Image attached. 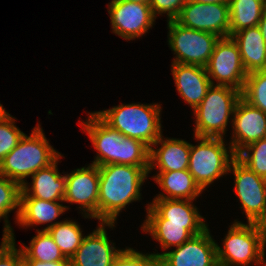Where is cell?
<instances>
[{"label":"cell","instance_id":"d6986e66","mask_svg":"<svg viewBox=\"0 0 266 266\" xmlns=\"http://www.w3.org/2000/svg\"><path fill=\"white\" fill-rule=\"evenodd\" d=\"M159 149L150 148L149 172L158 167V172L188 170L191 144L180 139H165L161 135L153 144Z\"/></svg>","mask_w":266,"mask_h":266},{"label":"cell","instance_id":"f1b7e54d","mask_svg":"<svg viewBox=\"0 0 266 266\" xmlns=\"http://www.w3.org/2000/svg\"><path fill=\"white\" fill-rule=\"evenodd\" d=\"M150 148L142 141L123 137L120 142L119 164L149 167Z\"/></svg>","mask_w":266,"mask_h":266},{"label":"cell","instance_id":"7402d4cb","mask_svg":"<svg viewBox=\"0 0 266 266\" xmlns=\"http://www.w3.org/2000/svg\"><path fill=\"white\" fill-rule=\"evenodd\" d=\"M153 177L167 193V195L159 194L154 199L194 200L203 191L188 170L158 172Z\"/></svg>","mask_w":266,"mask_h":266},{"label":"cell","instance_id":"cb8c5ba5","mask_svg":"<svg viewBox=\"0 0 266 266\" xmlns=\"http://www.w3.org/2000/svg\"><path fill=\"white\" fill-rule=\"evenodd\" d=\"M266 7V0H230V37L243 29L257 26Z\"/></svg>","mask_w":266,"mask_h":266},{"label":"cell","instance_id":"ab89813d","mask_svg":"<svg viewBox=\"0 0 266 266\" xmlns=\"http://www.w3.org/2000/svg\"><path fill=\"white\" fill-rule=\"evenodd\" d=\"M204 4H229L230 0H188Z\"/></svg>","mask_w":266,"mask_h":266},{"label":"cell","instance_id":"4fadbf2b","mask_svg":"<svg viewBox=\"0 0 266 266\" xmlns=\"http://www.w3.org/2000/svg\"><path fill=\"white\" fill-rule=\"evenodd\" d=\"M192 201L194 200L153 199L147 206L148 215L143 223L186 224V228L194 236L199 235L208 226Z\"/></svg>","mask_w":266,"mask_h":266},{"label":"cell","instance_id":"6da1fadb","mask_svg":"<svg viewBox=\"0 0 266 266\" xmlns=\"http://www.w3.org/2000/svg\"><path fill=\"white\" fill-rule=\"evenodd\" d=\"M98 220L115 223L119 212L129 203L140 200V190L149 167L123 164L98 166Z\"/></svg>","mask_w":266,"mask_h":266},{"label":"cell","instance_id":"5bb4252c","mask_svg":"<svg viewBox=\"0 0 266 266\" xmlns=\"http://www.w3.org/2000/svg\"><path fill=\"white\" fill-rule=\"evenodd\" d=\"M66 193L64 201L78 203L85 212V218L98 219L99 199V170L91 164L88 167L78 168L70 174H65Z\"/></svg>","mask_w":266,"mask_h":266},{"label":"cell","instance_id":"277c9868","mask_svg":"<svg viewBox=\"0 0 266 266\" xmlns=\"http://www.w3.org/2000/svg\"><path fill=\"white\" fill-rule=\"evenodd\" d=\"M242 91L226 85H211L194 110L195 137L223 138L230 115H234Z\"/></svg>","mask_w":266,"mask_h":266},{"label":"cell","instance_id":"ba28073f","mask_svg":"<svg viewBox=\"0 0 266 266\" xmlns=\"http://www.w3.org/2000/svg\"><path fill=\"white\" fill-rule=\"evenodd\" d=\"M217 85H226L243 91L247 72L243 66L238 45L232 37L219 38L213 53L205 66Z\"/></svg>","mask_w":266,"mask_h":266},{"label":"cell","instance_id":"30bf717a","mask_svg":"<svg viewBox=\"0 0 266 266\" xmlns=\"http://www.w3.org/2000/svg\"><path fill=\"white\" fill-rule=\"evenodd\" d=\"M108 8L113 33L125 40L143 36L156 19L150 5L146 3L112 0Z\"/></svg>","mask_w":266,"mask_h":266},{"label":"cell","instance_id":"83f0119b","mask_svg":"<svg viewBox=\"0 0 266 266\" xmlns=\"http://www.w3.org/2000/svg\"><path fill=\"white\" fill-rule=\"evenodd\" d=\"M21 186L5 175L0 173V220L4 218L5 228L13 232L8 221V214L17 208L16 219L18 220L20 214V193Z\"/></svg>","mask_w":266,"mask_h":266},{"label":"cell","instance_id":"ac0fdd59","mask_svg":"<svg viewBox=\"0 0 266 266\" xmlns=\"http://www.w3.org/2000/svg\"><path fill=\"white\" fill-rule=\"evenodd\" d=\"M171 70L177 91L194 111L208 88L214 85L213 79L209 78L204 66L172 63Z\"/></svg>","mask_w":266,"mask_h":266},{"label":"cell","instance_id":"9c48e42d","mask_svg":"<svg viewBox=\"0 0 266 266\" xmlns=\"http://www.w3.org/2000/svg\"><path fill=\"white\" fill-rule=\"evenodd\" d=\"M233 171L235 192L238 196L248 223L256 220L266 211V179L258 176L237 156L232 160L229 172Z\"/></svg>","mask_w":266,"mask_h":266},{"label":"cell","instance_id":"f546056e","mask_svg":"<svg viewBox=\"0 0 266 266\" xmlns=\"http://www.w3.org/2000/svg\"><path fill=\"white\" fill-rule=\"evenodd\" d=\"M242 97L251 105L266 113V70L247 74Z\"/></svg>","mask_w":266,"mask_h":266},{"label":"cell","instance_id":"d4e9b609","mask_svg":"<svg viewBox=\"0 0 266 266\" xmlns=\"http://www.w3.org/2000/svg\"><path fill=\"white\" fill-rule=\"evenodd\" d=\"M42 230L49 232L61 253L69 260L75 254L85 237L82 235L79 224L67 219L61 222H53Z\"/></svg>","mask_w":266,"mask_h":266},{"label":"cell","instance_id":"b9f144b4","mask_svg":"<svg viewBox=\"0 0 266 266\" xmlns=\"http://www.w3.org/2000/svg\"><path fill=\"white\" fill-rule=\"evenodd\" d=\"M8 114L9 113H7L6 110L3 108V106L0 104V120Z\"/></svg>","mask_w":266,"mask_h":266},{"label":"cell","instance_id":"4dcf8cb0","mask_svg":"<svg viewBox=\"0 0 266 266\" xmlns=\"http://www.w3.org/2000/svg\"><path fill=\"white\" fill-rule=\"evenodd\" d=\"M237 157L258 176L266 179V138L248 145Z\"/></svg>","mask_w":266,"mask_h":266},{"label":"cell","instance_id":"8992f818","mask_svg":"<svg viewBox=\"0 0 266 266\" xmlns=\"http://www.w3.org/2000/svg\"><path fill=\"white\" fill-rule=\"evenodd\" d=\"M224 247L217 244L219 266H248L265 263V250L255 223L234 222L223 240Z\"/></svg>","mask_w":266,"mask_h":266},{"label":"cell","instance_id":"8d00e7d4","mask_svg":"<svg viewBox=\"0 0 266 266\" xmlns=\"http://www.w3.org/2000/svg\"><path fill=\"white\" fill-rule=\"evenodd\" d=\"M25 266H70L69 261L40 262L37 260H24Z\"/></svg>","mask_w":266,"mask_h":266},{"label":"cell","instance_id":"7a4b0ae2","mask_svg":"<svg viewBox=\"0 0 266 266\" xmlns=\"http://www.w3.org/2000/svg\"><path fill=\"white\" fill-rule=\"evenodd\" d=\"M61 157L62 155L49 144L38 124L31 135L25 134L0 162V173L22 187L26 177L48 167Z\"/></svg>","mask_w":266,"mask_h":266},{"label":"cell","instance_id":"f35d334b","mask_svg":"<svg viewBox=\"0 0 266 266\" xmlns=\"http://www.w3.org/2000/svg\"><path fill=\"white\" fill-rule=\"evenodd\" d=\"M257 26L260 29V32L264 38V41L266 42V7L264 9L261 20L259 21Z\"/></svg>","mask_w":266,"mask_h":266},{"label":"cell","instance_id":"484cf974","mask_svg":"<svg viewBox=\"0 0 266 266\" xmlns=\"http://www.w3.org/2000/svg\"><path fill=\"white\" fill-rule=\"evenodd\" d=\"M20 249L23 253V260H37L40 262L69 261L61 253L47 230H37V235L32 238L30 245L20 247Z\"/></svg>","mask_w":266,"mask_h":266},{"label":"cell","instance_id":"5b68a950","mask_svg":"<svg viewBox=\"0 0 266 266\" xmlns=\"http://www.w3.org/2000/svg\"><path fill=\"white\" fill-rule=\"evenodd\" d=\"M196 140L201 142L196 146L191 144L188 171L204 190L215 179L229 172L236 155L231 146L228 151L223 138L196 137Z\"/></svg>","mask_w":266,"mask_h":266},{"label":"cell","instance_id":"4316f807","mask_svg":"<svg viewBox=\"0 0 266 266\" xmlns=\"http://www.w3.org/2000/svg\"><path fill=\"white\" fill-rule=\"evenodd\" d=\"M142 230L160 242L165 250L172 246L178 247L191 239L194 235L186 228V224L176 223H144Z\"/></svg>","mask_w":266,"mask_h":266},{"label":"cell","instance_id":"9a60e30c","mask_svg":"<svg viewBox=\"0 0 266 266\" xmlns=\"http://www.w3.org/2000/svg\"><path fill=\"white\" fill-rule=\"evenodd\" d=\"M232 125L234 132L230 146L236 156L248 145L266 138V113L243 97L235 107Z\"/></svg>","mask_w":266,"mask_h":266},{"label":"cell","instance_id":"e575fe53","mask_svg":"<svg viewBox=\"0 0 266 266\" xmlns=\"http://www.w3.org/2000/svg\"><path fill=\"white\" fill-rule=\"evenodd\" d=\"M23 253L21 249H17L15 238L0 254V266H23Z\"/></svg>","mask_w":266,"mask_h":266},{"label":"cell","instance_id":"1f68e13d","mask_svg":"<svg viewBox=\"0 0 266 266\" xmlns=\"http://www.w3.org/2000/svg\"><path fill=\"white\" fill-rule=\"evenodd\" d=\"M15 118L10 114L0 120V162L9 154L25 135L14 124Z\"/></svg>","mask_w":266,"mask_h":266},{"label":"cell","instance_id":"e0dca14e","mask_svg":"<svg viewBox=\"0 0 266 266\" xmlns=\"http://www.w3.org/2000/svg\"><path fill=\"white\" fill-rule=\"evenodd\" d=\"M81 125L98 151L92 164L97 166L119 164L120 142L124 135L112 129L95 112L90 113L87 121Z\"/></svg>","mask_w":266,"mask_h":266},{"label":"cell","instance_id":"8fae6325","mask_svg":"<svg viewBox=\"0 0 266 266\" xmlns=\"http://www.w3.org/2000/svg\"><path fill=\"white\" fill-rule=\"evenodd\" d=\"M175 20L184 27L210 32L220 38L230 36L229 4L187 1Z\"/></svg>","mask_w":266,"mask_h":266},{"label":"cell","instance_id":"2e32d148","mask_svg":"<svg viewBox=\"0 0 266 266\" xmlns=\"http://www.w3.org/2000/svg\"><path fill=\"white\" fill-rule=\"evenodd\" d=\"M115 223L102 222L96 230L85 236L81 245L70 258V266H112L115 257L121 252L109 241L105 226Z\"/></svg>","mask_w":266,"mask_h":266},{"label":"cell","instance_id":"74e56055","mask_svg":"<svg viewBox=\"0 0 266 266\" xmlns=\"http://www.w3.org/2000/svg\"><path fill=\"white\" fill-rule=\"evenodd\" d=\"M3 238L0 246V254L6 249V247L13 241L14 233L4 227Z\"/></svg>","mask_w":266,"mask_h":266},{"label":"cell","instance_id":"836d02e7","mask_svg":"<svg viewBox=\"0 0 266 266\" xmlns=\"http://www.w3.org/2000/svg\"><path fill=\"white\" fill-rule=\"evenodd\" d=\"M188 0H150L149 5L155 17L162 13H167L168 20H175L182 7L186 4Z\"/></svg>","mask_w":266,"mask_h":266},{"label":"cell","instance_id":"d6a6232c","mask_svg":"<svg viewBox=\"0 0 266 266\" xmlns=\"http://www.w3.org/2000/svg\"><path fill=\"white\" fill-rule=\"evenodd\" d=\"M112 266H161V260L154 253L147 255L126 248L115 257Z\"/></svg>","mask_w":266,"mask_h":266},{"label":"cell","instance_id":"60d3db41","mask_svg":"<svg viewBox=\"0 0 266 266\" xmlns=\"http://www.w3.org/2000/svg\"><path fill=\"white\" fill-rule=\"evenodd\" d=\"M121 1H127L132 3H146L149 4L150 0H121Z\"/></svg>","mask_w":266,"mask_h":266},{"label":"cell","instance_id":"44dd1931","mask_svg":"<svg viewBox=\"0 0 266 266\" xmlns=\"http://www.w3.org/2000/svg\"><path fill=\"white\" fill-rule=\"evenodd\" d=\"M231 37L238 45L247 73L266 70V42L258 26L240 30Z\"/></svg>","mask_w":266,"mask_h":266},{"label":"cell","instance_id":"ffe728a7","mask_svg":"<svg viewBox=\"0 0 266 266\" xmlns=\"http://www.w3.org/2000/svg\"><path fill=\"white\" fill-rule=\"evenodd\" d=\"M58 159L46 168L38 170L32 177V186H22L20 198H38L46 201H64L66 193L65 175L57 169Z\"/></svg>","mask_w":266,"mask_h":266},{"label":"cell","instance_id":"52a82bcc","mask_svg":"<svg viewBox=\"0 0 266 266\" xmlns=\"http://www.w3.org/2000/svg\"><path fill=\"white\" fill-rule=\"evenodd\" d=\"M168 44L176 54L172 63L206 66L219 36L187 28L176 20H169Z\"/></svg>","mask_w":266,"mask_h":266},{"label":"cell","instance_id":"603a6c76","mask_svg":"<svg viewBox=\"0 0 266 266\" xmlns=\"http://www.w3.org/2000/svg\"><path fill=\"white\" fill-rule=\"evenodd\" d=\"M68 207L58 201L38 198H20V214L17 223L22 227L51 223L64 213Z\"/></svg>","mask_w":266,"mask_h":266},{"label":"cell","instance_id":"3957f363","mask_svg":"<svg viewBox=\"0 0 266 266\" xmlns=\"http://www.w3.org/2000/svg\"><path fill=\"white\" fill-rule=\"evenodd\" d=\"M160 104H121L95 112L112 129L142 141L149 148L162 135Z\"/></svg>","mask_w":266,"mask_h":266},{"label":"cell","instance_id":"7c38bea8","mask_svg":"<svg viewBox=\"0 0 266 266\" xmlns=\"http://www.w3.org/2000/svg\"><path fill=\"white\" fill-rule=\"evenodd\" d=\"M154 254L160 257L161 266H219L217 243L208 228L175 250Z\"/></svg>","mask_w":266,"mask_h":266},{"label":"cell","instance_id":"d590c367","mask_svg":"<svg viewBox=\"0 0 266 266\" xmlns=\"http://www.w3.org/2000/svg\"><path fill=\"white\" fill-rule=\"evenodd\" d=\"M255 225L260 234L261 242L265 250L266 246V211L256 220Z\"/></svg>","mask_w":266,"mask_h":266}]
</instances>
